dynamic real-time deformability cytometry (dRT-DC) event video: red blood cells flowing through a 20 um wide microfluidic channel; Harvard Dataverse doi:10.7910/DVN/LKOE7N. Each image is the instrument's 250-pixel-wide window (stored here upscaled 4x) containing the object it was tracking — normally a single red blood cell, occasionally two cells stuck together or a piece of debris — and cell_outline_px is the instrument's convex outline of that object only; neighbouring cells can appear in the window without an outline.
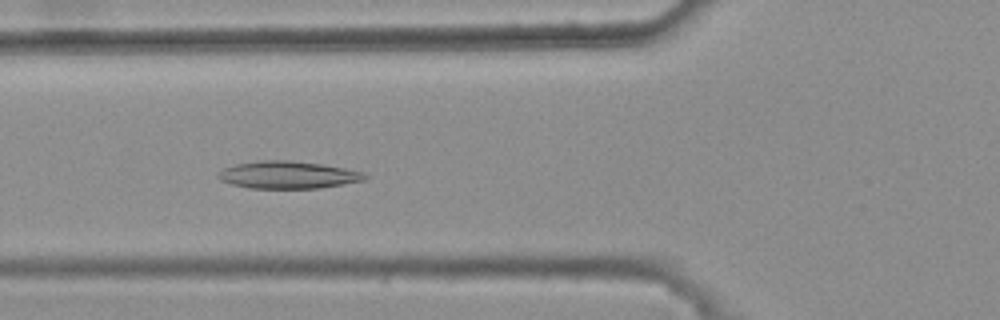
{"species": "common noctule bat (a hibernating species)", "species_latin": "Nyctalus noctula", "temperature_condition": "warm", "stored_images_in_passage": 45, "camera_frame_rate_fps": 3000, "um_per_image_px": 0.085, "animal": {"sex": "female", "body_mass_g": 25.1}, "frame": {"image": 1, "passage_image": 19, "time_ms": 6.0, "image_size_px": [1000, 320], "cell_outline_px": [[368, 176], [364, 180], [320, 188], [248, 188], [232, 184], [220, 180], [216, 176], [224, 168], [236, 164], [260, 160], [292, 160], [324, 164], [364, 172]], "centroid_in_image_um": [24.48, 14.86], "position_along_channel_um": 101.3, "area_um2": 23.41}}
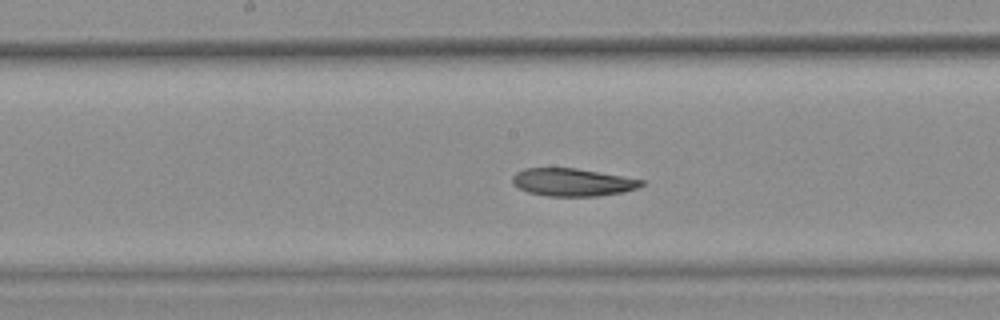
{"frame": {"image": 2, "passage_image": 27, "time_ms": 8.667, "image_size_px": [1000, 320], "cell_outline_px": [[644, 184], [640, 188], [624, 192], [600, 196], [548, 196], [528, 192], [512, 184], [512, 176], [516, 172], [524, 168], [576, 168], [644, 180]], "centroid_in_image_um": [48.67, 15.49], "position_along_channel_um": 199.5, "area_um2": 20.92}}
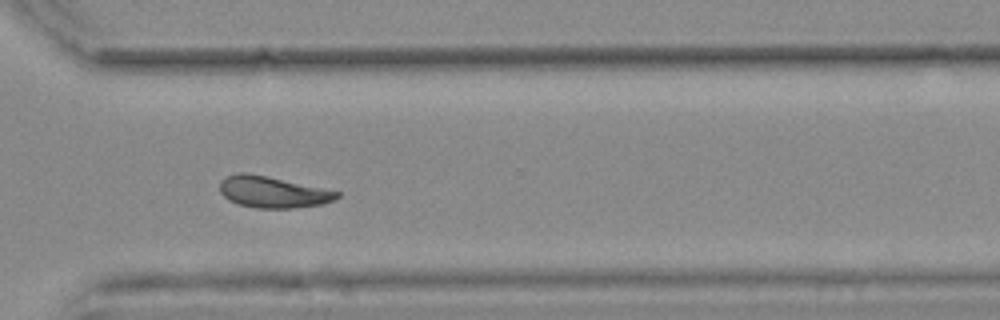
{"frame": {"image": 3, "passage_image": 39, "time_ms": 12.667, "image_size_px": [1000, 320], "cell_outline_px": [[340, 196], [324, 204], [292, 208], [256, 208], [240, 204], [228, 200], [220, 192], [220, 180], [224, 176], [240, 172], [248, 172], [268, 176], [340, 192]], "centroid_in_image_um": [23.14, 16.31], "position_along_channel_um": 347.5, "area_um2": 21.44}, "authors_computed_cell_mechanics": {"area_um2": 22.1952, "velocity_mm_per_s": 3.6956, "shape_relaxation_time_tau1_ms": null, "shape_relaxation_time_tau2_ms": 6.939, "deformation_change_tau1": null, "deformation_change_tau2": 0.1275}}